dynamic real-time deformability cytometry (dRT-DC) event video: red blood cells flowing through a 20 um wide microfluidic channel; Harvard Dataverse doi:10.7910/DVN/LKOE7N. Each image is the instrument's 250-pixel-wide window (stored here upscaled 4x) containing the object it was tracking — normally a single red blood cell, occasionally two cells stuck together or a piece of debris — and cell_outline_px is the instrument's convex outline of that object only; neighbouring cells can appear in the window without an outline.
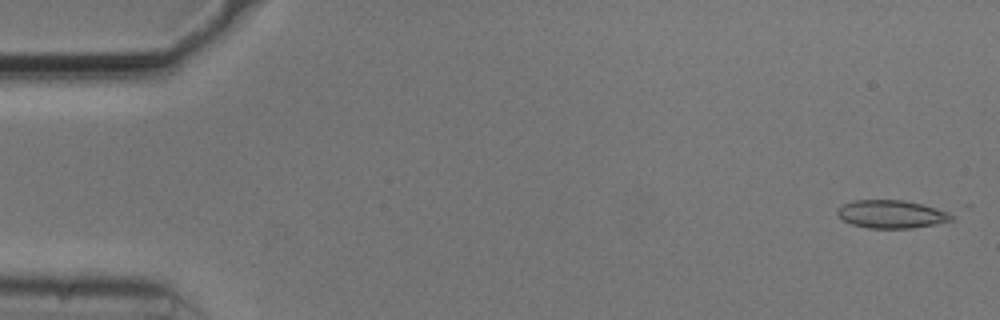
{"species": "common noctule bat (a hibernating species)", "species_latin": "Nyctalus noctula", "temperature_condition": "cold", "stored_images_in_passage": 8, "camera_frame_rate_fps": 3000, "um_per_image_px": 0.085, "animal": {"sex": "male", "body_mass_g": 20.5, "forearm_length_mm": 52.5}, "frame": {"image": 1, "passage_image": 1, "time_ms": 0.0, "image_size_px": [1000, 320], "cell_outline_px": [[972, 204], [956, 220], [936, 224], [912, 228], [868, 228], [852, 224], [844, 220], [836, 212], [836, 208], [852, 200], [904, 200]], "centroid_in_image_um": [76.45, 18.12], "position_along_channel_um": 8.5, "area_um2": 21.73}}